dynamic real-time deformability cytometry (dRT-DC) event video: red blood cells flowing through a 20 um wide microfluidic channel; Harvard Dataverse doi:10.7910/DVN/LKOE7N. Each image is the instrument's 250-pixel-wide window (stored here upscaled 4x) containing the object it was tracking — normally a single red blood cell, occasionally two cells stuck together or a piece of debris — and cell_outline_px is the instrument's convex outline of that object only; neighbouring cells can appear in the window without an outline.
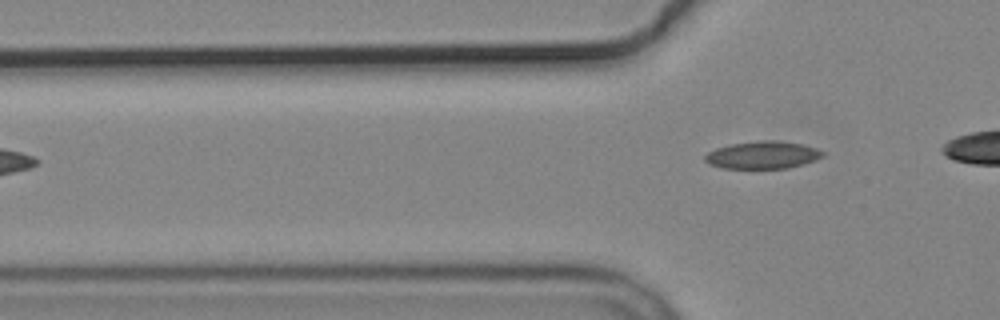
{"species": "common noctule bat (a hibernating species)", "species_latin": "Nyctalus noctula", "temperature_condition": "cold", "stored_images_in_passage": 4, "camera_frame_rate_fps": 3000, "um_per_image_px": 0.085, "animal": {"sex": "male", "body_mass_g": 19.2, "forearm_length_mm": 51.8}, "frame": {"image": 1, "passage_image": 4, "time_ms": 3.667, "image_size_px": [1000, 320], "cell_outline_px": [[824, 156], [816, 160], [788, 168], [720, 168], [708, 164], [704, 160], [704, 156], [708, 152], [716, 148], [732, 144], [760, 140], [776, 140], [804, 144], [816, 148], [824, 152]], "centroid_in_image_um": [64.82, 13.17], "position_along_channel_um": 61.0, "area_um2": 18.96}}